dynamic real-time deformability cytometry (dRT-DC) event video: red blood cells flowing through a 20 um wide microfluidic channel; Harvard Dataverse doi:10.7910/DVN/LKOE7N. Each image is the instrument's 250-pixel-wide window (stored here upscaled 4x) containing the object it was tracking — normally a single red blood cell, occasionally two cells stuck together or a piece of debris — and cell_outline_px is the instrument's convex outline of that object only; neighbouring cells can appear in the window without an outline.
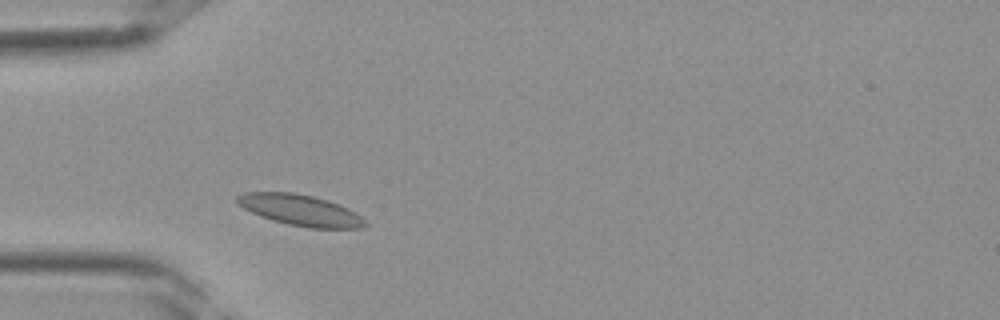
{"species": "Egyptian fruit bat (a non-hibernating species)", "species_latin": "Rousettus aegyptiacus", "temperature_condition": "room temperature", "stored_images_in_passage": 32, "camera_frame_rate_fps": 3000, "um_per_image_px": 0.085, "frame": {"image": 1, "passage_image": 5, "time_ms": 1.333, "image_size_px": [1000, 320], "cell_outline_px": [[368, 224], [364, 228], [308, 228], [288, 224], [272, 220], [260, 216], [236, 204], [236, 196], [244, 192], [292, 192], [312, 196], [328, 200], [348, 208], [356, 212]], "centroid_in_image_um": [25.52, 17.86], "position_along_channel_um": 59.5, "area_um2": 23.18}}
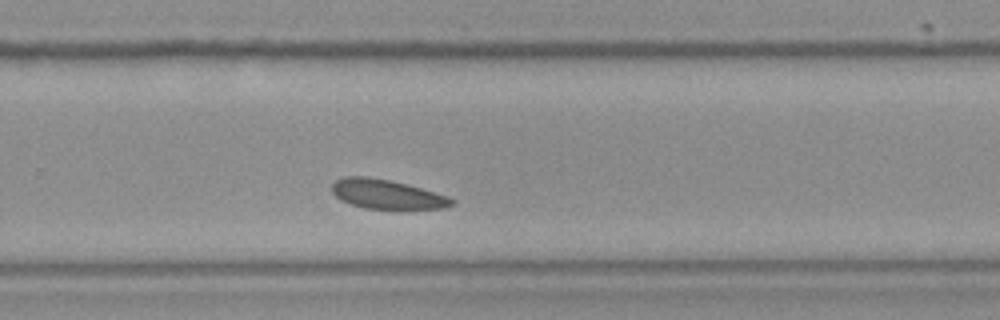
{"frame": {"image": 2, "passage_image": 19, "time_ms": 6.0, "image_size_px": [1000, 320], "cell_outline_px": [[456, 204], [444, 208], [400, 212], [396, 212], [364, 208], [340, 200], [332, 192], [332, 184], [336, 180], [344, 176], [368, 176], [388, 180], [420, 188], [448, 196], [456, 200]], "centroid_in_image_um": [32.94, 16.57], "position_along_channel_um": 296.9, "area_um2": 21.39}}
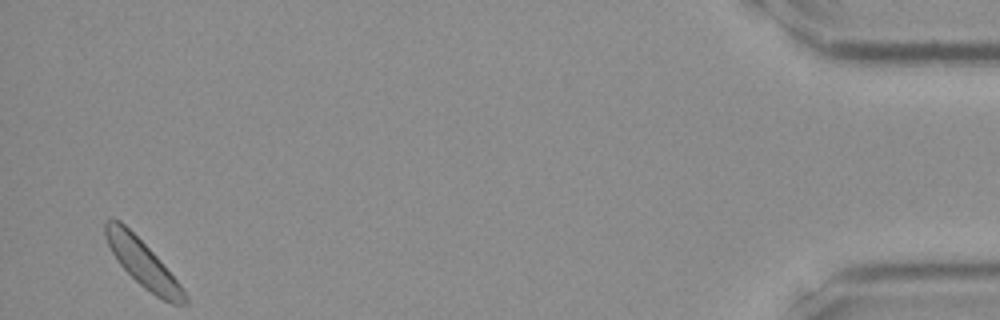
{"frame": {"image": 3, "passage_image": 31, "time_ms": 10.0, "image_size_px": [1000, 320], "cell_outline_px": [[188, 304], [172, 304], [156, 296], [144, 288], [120, 264], [112, 252], [104, 236], [104, 220], [112, 216], [120, 220], [160, 260], [184, 288], [188, 300]], "centroid_in_image_um": [12.12, 22.36], "position_along_channel_um": 423.1, "area_um2": 21.44}}